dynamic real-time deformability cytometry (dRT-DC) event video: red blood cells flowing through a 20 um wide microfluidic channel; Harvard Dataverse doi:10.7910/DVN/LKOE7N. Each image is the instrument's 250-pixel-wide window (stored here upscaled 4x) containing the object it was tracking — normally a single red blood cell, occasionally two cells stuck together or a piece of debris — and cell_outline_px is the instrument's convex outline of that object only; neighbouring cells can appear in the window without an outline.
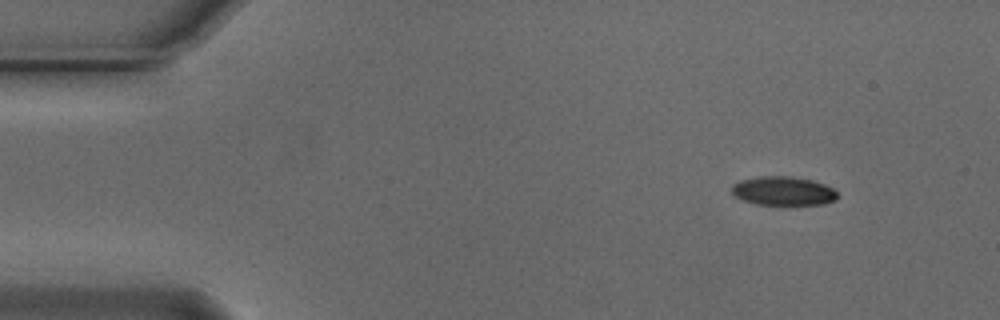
{"species": "Egyptian fruit bat (a non-hibernating species)", "species_latin": "Rousettus aegyptiacus", "temperature_condition": "cold", "stored_images_in_passage": 3, "camera_frame_rate_fps": 3000, "um_per_image_px": 0.085, "animal": {"sex": "male"}, "frame": {"image": 1, "passage_image": 1, "time_ms": 0.0, "image_size_px": [1000, 320], "cell_outline_px": [[836, 200], [824, 204], [756, 204], [744, 200], [736, 196], [732, 192], [732, 184], [740, 180], [760, 176], [788, 176], [812, 180], [824, 184], [832, 188], [836, 192]], "centroid_in_image_um": [66.57, 16.22], "position_along_channel_um": 18.4, "area_um2": 17.57}}